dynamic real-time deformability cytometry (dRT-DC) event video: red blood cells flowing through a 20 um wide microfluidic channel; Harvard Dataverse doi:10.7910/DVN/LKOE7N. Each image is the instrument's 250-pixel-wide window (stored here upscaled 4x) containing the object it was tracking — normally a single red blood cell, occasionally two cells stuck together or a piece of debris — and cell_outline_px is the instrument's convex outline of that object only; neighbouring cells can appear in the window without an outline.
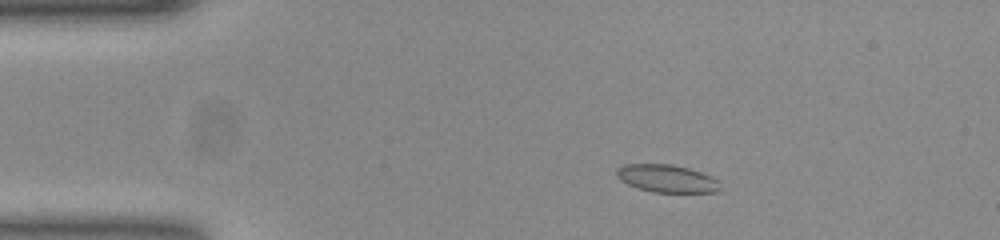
{"species": "common noctule bat (a hibernating species)", "species_latin": "Nyctalus noctula", "temperature_condition": "room temperature", "stored_images_in_passage": 50, "camera_frame_rate_fps": 3000, "um_per_image_px": 0.085, "animal": {"sex": "female", "body_mass_g": 23.0, "forearm_length_mm": 53.4}, "frame": {"image": 1, "passage_image": 7, "time_ms": 2.0, "image_size_px": [1000, 240], "cell_outline_px": [[720, 192], [652, 192], [636, 188], [620, 180], [616, 176], [616, 168], [624, 164], [672, 164], [688, 168], [700, 172], [720, 180]], "centroid_in_image_um": [56.67, 15.17], "position_along_channel_um": 28.3, "area_um2": 16.88}}
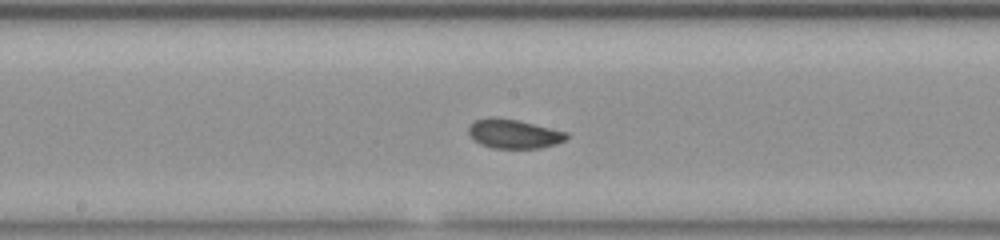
{"frame": {"image": 2, "passage_image": 25, "time_ms": 8.0, "image_size_px": [1000, 240], "cell_outline_px": [[568, 136], [564, 140], [556, 144], [540, 148], [492, 148], [480, 144], [472, 140], [468, 132], [468, 128], [476, 120], [488, 116], [496, 116], [520, 120], [568, 132]], "centroid_in_image_um": [43.65, 11.36], "position_along_channel_um": 204.5, "area_um2": 16.94}}
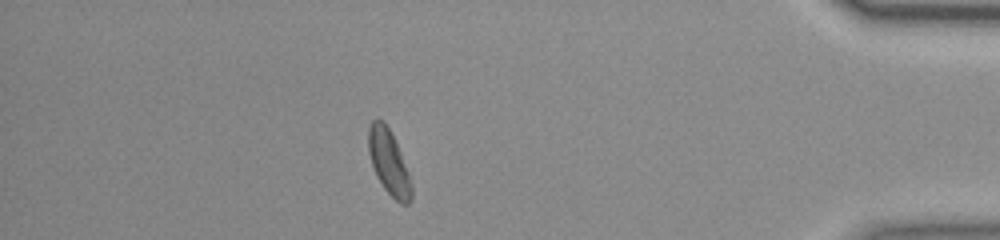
{"frame": {"image": 3, "passage_image": 44, "time_ms": 14.333, "image_size_px": [1000, 240], "cell_outline_px": [[412, 200], [408, 204], [400, 204], [384, 188], [376, 176], [368, 152], [368, 128], [372, 120], [376, 116], [384, 120], [400, 152], [408, 172], [412, 188]], "centroid_in_image_um": [33.03, 13.77], "position_along_channel_um": 402.2, "area_um2": 16.18}, "authors_computed_cell_mechanics": {"area_um2": 16.6464, "velocity_mm_per_s": 3.8506, "shape_relaxation_time_tau1_ms": null, "shape_relaxation_time_tau2_ms": 1.805, "deformation_change_tau1": null, "deformation_change_tau2": 0.0646}}